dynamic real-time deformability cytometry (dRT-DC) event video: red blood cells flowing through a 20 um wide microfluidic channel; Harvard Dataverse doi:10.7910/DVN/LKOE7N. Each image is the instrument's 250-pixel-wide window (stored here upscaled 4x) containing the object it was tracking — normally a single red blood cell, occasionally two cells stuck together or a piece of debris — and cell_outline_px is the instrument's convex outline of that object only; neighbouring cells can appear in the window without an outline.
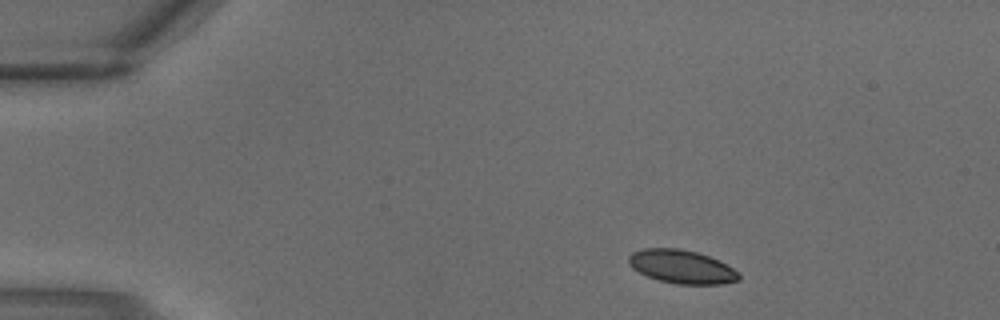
{"species": "common noctule bat (a hibernating species)", "species_latin": "Nyctalus noctula", "temperature_condition": "warm", "stored_images_in_passage": 2, "camera_frame_rate_fps": 3000, "um_per_image_px": 0.085, "animal": {"sex": "male", "body_mass_g": 18.8}, "frame": {"image": 1, "passage_image": 1, "time_ms": 0.0, "image_size_px": [1000, 320], "cell_outline_px": [[740, 280], [720, 284], [676, 284], [660, 280], [648, 276], [632, 268], [628, 260], [628, 256], [632, 252], [644, 248], [680, 248], [696, 252], [708, 256], [732, 268], [740, 276]], "centroid_in_image_um": [57.91, 22.66], "position_along_channel_um": 27.1, "area_um2": 21.21}}